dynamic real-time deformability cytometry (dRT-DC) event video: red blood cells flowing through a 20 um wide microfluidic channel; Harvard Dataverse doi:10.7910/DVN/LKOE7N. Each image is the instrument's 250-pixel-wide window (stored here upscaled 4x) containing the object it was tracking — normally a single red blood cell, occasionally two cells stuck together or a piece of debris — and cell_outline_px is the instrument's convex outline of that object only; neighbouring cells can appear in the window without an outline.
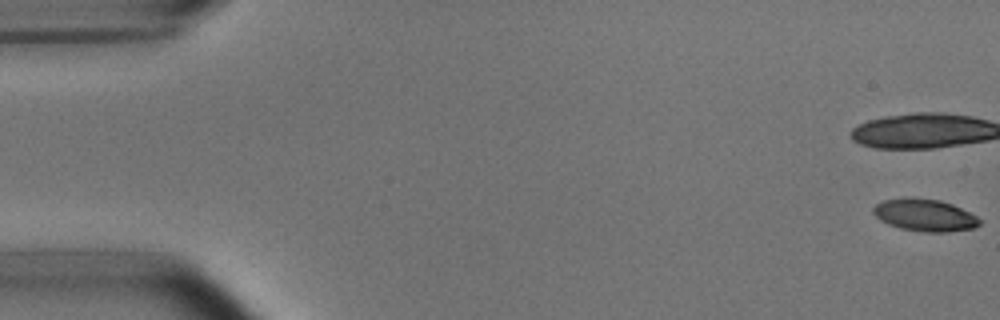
{"species": "common noctule bat (a hibernating species)", "species_latin": "Nyctalus noctula", "temperature_condition": "room temperature", "stored_images_in_passage": 41, "camera_frame_rate_fps": 3000, "um_per_image_px": 0.085, "animal": {"sex": "male", "body_mass_g": 15.6}, "frame": {"image": 1, "passage_image": 1, "time_ms": 0.0, "image_size_px": [1000, 320], "cell_outline_px": [[980, 224], [972, 228], [944, 232], [924, 232], [900, 228], [888, 224], [880, 220], [872, 212], [872, 208], [876, 204], [884, 200], [904, 196], [912, 196], [940, 200], [952, 204], [976, 216], [980, 220]], "centroid_in_image_um": [78.55, 18.26], "position_along_channel_um": 6.5, "area_um2": 20.06}, "authors_computed_cell_mechanics": {"area_um2": 20.4034, "velocity_mm_per_s": 3.7843, "shape_relaxation_time_tau1_ms": 0.8562, "shape_relaxation_time_tau2_ms": null, "deformation_change_tau1": 0.1959, "deformation_change_tau2": null}}